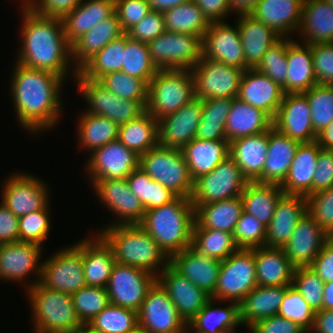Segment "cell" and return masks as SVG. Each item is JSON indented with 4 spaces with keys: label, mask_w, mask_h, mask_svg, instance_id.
<instances>
[{
    "label": "cell",
    "mask_w": 333,
    "mask_h": 333,
    "mask_svg": "<svg viewBox=\"0 0 333 333\" xmlns=\"http://www.w3.org/2000/svg\"><path fill=\"white\" fill-rule=\"evenodd\" d=\"M124 73L140 78L147 84L156 75L158 69L153 64L148 45L139 40L131 39L126 34V47L122 69Z\"/></svg>",
    "instance_id": "816d5d0a"
},
{
    "label": "cell",
    "mask_w": 333,
    "mask_h": 333,
    "mask_svg": "<svg viewBox=\"0 0 333 333\" xmlns=\"http://www.w3.org/2000/svg\"><path fill=\"white\" fill-rule=\"evenodd\" d=\"M77 118V143L81 150L90 154L118 139L119 126L109 118L86 112H81Z\"/></svg>",
    "instance_id": "ee69618b"
},
{
    "label": "cell",
    "mask_w": 333,
    "mask_h": 333,
    "mask_svg": "<svg viewBox=\"0 0 333 333\" xmlns=\"http://www.w3.org/2000/svg\"><path fill=\"white\" fill-rule=\"evenodd\" d=\"M248 329H249V331H250L251 333H258V332L253 328V326H248ZM236 330H237V329H235L232 333H237ZM250 332H249V333H250Z\"/></svg>",
    "instance_id": "5803f987"
},
{
    "label": "cell",
    "mask_w": 333,
    "mask_h": 333,
    "mask_svg": "<svg viewBox=\"0 0 333 333\" xmlns=\"http://www.w3.org/2000/svg\"><path fill=\"white\" fill-rule=\"evenodd\" d=\"M123 34L116 13L101 21L71 44V61L74 68L78 71L104 46Z\"/></svg>",
    "instance_id": "8d00e7d4"
},
{
    "label": "cell",
    "mask_w": 333,
    "mask_h": 333,
    "mask_svg": "<svg viewBox=\"0 0 333 333\" xmlns=\"http://www.w3.org/2000/svg\"><path fill=\"white\" fill-rule=\"evenodd\" d=\"M42 261L40 282L51 290L72 295L86 286L83 272V251L76 245L56 249Z\"/></svg>",
    "instance_id": "7c38bea8"
},
{
    "label": "cell",
    "mask_w": 333,
    "mask_h": 333,
    "mask_svg": "<svg viewBox=\"0 0 333 333\" xmlns=\"http://www.w3.org/2000/svg\"><path fill=\"white\" fill-rule=\"evenodd\" d=\"M211 22H223L231 16L230 0H193Z\"/></svg>",
    "instance_id": "11e5206c"
},
{
    "label": "cell",
    "mask_w": 333,
    "mask_h": 333,
    "mask_svg": "<svg viewBox=\"0 0 333 333\" xmlns=\"http://www.w3.org/2000/svg\"><path fill=\"white\" fill-rule=\"evenodd\" d=\"M176 307L179 316L188 324L211 298L188 278L168 264L156 277Z\"/></svg>",
    "instance_id": "ffe728a7"
},
{
    "label": "cell",
    "mask_w": 333,
    "mask_h": 333,
    "mask_svg": "<svg viewBox=\"0 0 333 333\" xmlns=\"http://www.w3.org/2000/svg\"><path fill=\"white\" fill-rule=\"evenodd\" d=\"M195 98L191 70L158 69L148 83L146 112L156 120L175 113Z\"/></svg>",
    "instance_id": "8992f818"
},
{
    "label": "cell",
    "mask_w": 333,
    "mask_h": 333,
    "mask_svg": "<svg viewBox=\"0 0 333 333\" xmlns=\"http://www.w3.org/2000/svg\"><path fill=\"white\" fill-rule=\"evenodd\" d=\"M257 1L258 0H230L231 14H250L254 10Z\"/></svg>",
    "instance_id": "09005b40"
},
{
    "label": "cell",
    "mask_w": 333,
    "mask_h": 333,
    "mask_svg": "<svg viewBox=\"0 0 333 333\" xmlns=\"http://www.w3.org/2000/svg\"><path fill=\"white\" fill-rule=\"evenodd\" d=\"M202 114V99L193 98L175 113L158 120L159 145L182 149L195 139Z\"/></svg>",
    "instance_id": "603a6c76"
},
{
    "label": "cell",
    "mask_w": 333,
    "mask_h": 333,
    "mask_svg": "<svg viewBox=\"0 0 333 333\" xmlns=\"http://www.w3.org/2000/svg\"><path fill=\"white\" fill-rule=\"evenodd\" d=\"M195 221L193 228L222 230L233 233L243 202L240 196L205 205H194Z\"/></svg>",
    "instance_id": "7bdbcfd3"
},
{
    "label": "cell",
    "mask_w": 333,
    "mask_h": 333,
    "mask_svg": "<svg viewBox=\"0 0 333 333\" xmlns=\"http://www.w3.org/2000/svg\"><path fill=\"white\" fill-rule=\"evenodd\" d=\"M273 127V119L262 110L243 102L238 97L233 98L226 120V140L243 136H253Z\"/></svg>",
    "instance_id": "f35d334b"
},
{
    "label": "cell",
    "mask_w": 333,
    "mask_h": 333,
    "mask_svg": "<svg viewBox=\"0 0 333 333\" xmlns=\"http://www.w3.org/2000/svg\"><path fill=\"white\" fill-rule=\"evenodd\" d=\"M84 169L91 185L99 179H122L139 167V155L118 139L91 152ZM86 166V167H85Z\"/></svg>",
    "instance_id": "ac0fdd59"
},
{
    "label": "cell",
    "mask_w": 333,
    "mask_h": 333,
    "mask_svg": "<svg viewBox=\"0 0 333 333\" xmlns=\"http://www.w3.org/2000/svg\"><path fill=\"white\" fill-rule=\"evenodd\" d=\"M299 143L272 127L269 130L268 150L262 176L256 182L281 185L288 174Z\"/></svg>",
    "instance_id": "e575fe53"
},
{
    "label": "cell",
    "mask_w": 333,
    "mask_h": 333,
    "mask_svg": "<svg viewBox=\"0 0 333 333\" xmlns=\"http://www.w3.org/2000/svg\"><path fill=\"white\" fill-rule=\"evenodd\" d=\"M231 102V98L203 99L201 120L195 138L203 140H226V120Z\"/></svg>",
    "instance_id": "c3c4849f"
},
{
    "label": "cell",
    "mask_w": 333,
    "mask_h": 333,
    "mask_svg": "<svg viewBox=\"0 0 333 333\" xmlns=\"http://www.w3.org/2000/svg\"><path fill=\"white\" fill-rule=\"evenodd\" d=\"M322 309L333 310V281L324 283Z\"/></svg>",
    "instance_id": "67dfc351"
},
{
    "label": "cell",
    "mask_w": 333,
    "mask_h": 333,
    "mask_svg": "<svg viewBox=\"0 0 333 333\" xmlns=\"http://www.w3.org/2000/svg\"><path fill=\"white\" fill-rule=\"evenodd\" d=\"M19 241V218L0 202V245Z\"/></svg>",
    "instance_id": "34e18365"
},
{
    "label": "cell",
    "mask_w": 333,
    "mask_h": 333,
    "mask_svg": "<svg viewBox=\"0 0 333 333\" xmlns=\"http://www.w3.org/2000/svg\"><path fill=\"white\" fill-rule=\"evenodd\" d=\"M147 45L157 69L191 70L202 57V39L191 34L165 31Z\"/></svg>",
    "instance_id": "8fae6325"
},
{
    "label": "cell",
    "mask_w": 333,
    "mask_h": 333,
    "mask_svg": "<svg viewBox=\"0 0 333 333\" xmlns=\"http://www.w3.org/2000/svg\"><path fill=\"white\" fill-rule=\"evenodd\" d=\"M307 213L333 237V186L306 197Z\"/></svg>",
    "instance_id": "be15d7a7"
},
{
    "label": "cell",
    "mask_w": 333,
    "mask_h": 333,
    "mask_svg": "<svg viewBox=\"0 0 333 333\" xmlns=\"http://www.w3.org/2000/svg\"><path fill=\"white\" fill-rule=\"evenodd\" d=\"M333 186V150L320 149L313 176V193Z\"/></svg>",
    "instance_id": "a7ac6f4b"
},
{
    "label": "cell",
    "mask_w": 333,
    "mask_h": 333,
    "mask_svg": "<svg viewBox=\"0 0 333 333\" xmlns=\"http://www.w3.org/2000/svg\"><path fill=\"white\" fill-rule=\"evenodd\" d=\"M96 232L112 248L117 263L140 268L156 277L169 264V258L139 224H104Z\"/></svg>",
    "instance_id": "277c9868"
},
{
    "label": "cell",
    "mask_w": 333,
    "mask_h": 333,
    "mask_svg": "<svg viewBox=\"0 0 333 333\" xmlns=\"http://www.w3.org/2000/svg\"><path fill=\"white\" fill-rule=\"evenodd\" d=\"M166 31L186 33L203 39L210 22L197 4L189 0L162 12Z\"/></svg>",
    "instance_id": "7dc6e473"
},
{
    "label": "cell",
    "mask_w": 333,
    "mask_h": 333,
    "mask_svg": "<svg viewBox=\"0 0 333 333\" xmlns=\"http://www.w3.org/2000/svg\"><path fill=\"white\" fill-rule=\"evenodd\" d=\"M155 282V275L116 262L106 287L110 303L138 312L148 290Z\"/></svg>",
    "instance_id": "e0dca14e"
},
{
    "label": "cell",
    "mask_w": 333,
    "mask_h": 333,
    "mask_svg": "<svg viewBox=\"0 0 333 333\" xmlns=\"http://www.w3.org/2000/svg\"><path fill=\"white\" fill-rule=\"evenodd\" d=\"M273 127L300 143L316 141L307 96L304 93L284 94Z\"/></svg>",
    "instance_id": "7402d4cb"
},
{
    "label": "cell",
    "mask_w": 333,
    "mask_h": 333,
    "mask_svg": "<svg viewBox=\"0 0 333 333\" xmlns=\"http://www.w3.org/2000/svg\"><path fill=\"white\" fill-rule=\"evenodd\" d=\"M125 47L126 33L104 46L78 72L85 78L98 81L108 73L121 71Z\"/></svg>",
    "instance_id": "681fc988"
},
{
    "label": "cell",
    "mask_w": 333,
    "mask_h": 333,
    "mask_svg": "<svg viewBox=\"0 0 333 333\" xmlns=\"http://www.w3.org/2000/svg\"><path fill=\"white\" fill-rule=\"evenodd\" d=\"M191 72L195 97L202 100L238 97L243 69L201 57Z\"/></svg>",
    "instance_id": "5bb4252c"
},
{
    "label": "cell",
    "mask_w": 333,
    "mask_h": 333,
    "mask_svg": "<svg viewBox=\"0 0 333 333\" xmlns=\"http://www.w3.org/2000/svg\"><path fill=\"white\" fill-rule=\"evenodd\" d=\"M138 325L151 333H184L187 324L166 291L156 281L137 312Z\"/></svg>",
    "instance_id": "d6986e66"
},
{
    "label": "cell",
    "mask_w": 333,
    "mask_h": 333,
    "mask_svg": "<svg viewBox=\"0 0 333 333\" xmlns=\"http://www.w3.org/2000/svg\"><path fill=\"white\" fill-rule=\"evenodd\" d=\"M316 142L322 149L333 150V122L317 133Z\"/></svg>",
    "instance_id": "979ff035"
},
{
    "label": "cell",
    "mask_w": 333,
    "mask_h": 333,
    "mask_svg": "<svg viewBox=\"0 0 333 333\" xmlns=\"http://www.w3.org/2000/svg\"><path fill=\"white\" fill-rule=\"evenodd\" d=\"M19 7L21 45L14 62L51 72L64 80L70 74L75 78L78 71L71 63V45L65 38L62 19L40 15L28 5Z\"/></svg>",
    "instance_id": "7a4b0ae2"
},
{
    "label": "cell",
    "mask_w": 333,
    "mask_h": 333,
    "mask_svg": "<svg viewBox=\"0 0 333 333\" xmlns=\"http://www.w3.org/2000/svg\"><path fill=\"white\" fill-rule=\"evenodd\" d=\"M118 140L140 156L159 145L158 120L145 112L119 126Z\"/></svg>",
    "instance_id": "bcb514c9"
},
{
    "label": "cell",
    "mask_w": 333,
    "mask_h": 333,
    "mask_svg": "<svg viewBox=\"0 0 333 333\" xmlns=\"http://www.w3.org/2000/svg\"><path fill=\"white\" fill-rule=\"evenodd\" d=\"M321 147L316 141L299 143L288 174L280 185L284 194H313V176Z\"/></svg>",
    "instance_id": "f546056e"
},
{
    "label": "cell",
    "mask_w": 333,
    "mask_h": 333,
    "mask_svg": "<svg viewBox=\"0 0 333 333\" xmlns=\"http://www.w3.org/2000/svg\"><path fill=\"white\" fill-rule=\"evenodd\" d=\"M114 1L115 13L118 16L120 27L124 33H126L151 11L147 0Z\"/></svg>",
    "instance_id": "003e7915"
},
{
    "label": "cell",
    "mask_w": 333,
    "mask_h": 333,
    "mask_svg": "<svg viewBox=\"0 0 333 333\" xmlns=\"http://www.w3.org/2000/svg\"><path fill=\"white\" fill-rule=\"evenodd\" d=\"M304 0H258L250 13L268 25L280 37H290L299 30Z\"/></svg>",
    "instance_id": "f1b7e54d"
},
{
    "label": "cell",
    "mask_w": 333,
    "mask_h": 333,
    "mask_svg": "<svg viewBox=\"0 0 333 333\" xmlns=\"http://www.w3.org/2000/svg\"><path fill=\"white\" fill-rule=\"evenodd\" d=\"M252 326L258 333H307L294 321L279 315L261 319Z\"/></svg>",
    "instance_id": "89a4df30"
},
{
    "label": "cell",
    "mask_w": 333,
    "mask_h": 333,
    "mask_svg": "<svg viewBox=\"0 0 333 333\" xmlns=\"http://www.w3.org/2000/svg\"><path fill=\"white\" fill-rule=\"evenodd\" d=\"M288 286H256L239 303L240 322L246 328L278 314Z\"/></svg>",
    "instance_id": "60d3db41"
},
{
    "label": "cell",
    "mask_w": 333,
    "mask_h": 333,
    "mask_svg": "<svg viewBox=\"0 0 333 333\" xmlns=\"http://www.w3.org/2000/svg\"><path fill=\"white\" fill-rule=\"evenodd\" d=\"M227 140L193 139L181 150L193 181L210 173L229 156Z\"/></svg>",
    "instance_id": "b9f144b4"
},
{
    "label": "cell",
    "mask_w": 333,
    "mask_h": 333,
    "mask_svg": "<svg viewBox=\"0 0 333 333\" xmlns=\"http://www.w3.org/2000/svg\"><path fill=\"white\" fill-rule=\"evenodd\" d=\"M87 325L99 333H128L138 325L137 312L109 304Z\"/></svg>",
    "instance_id": "f5cc1de1"
},
{
    "label": "cell",
    "mask_w": 333,
    "mask_h": 333,
    "mask_svg": "<svg viewBox=\"0 0 333 333\" xmlns=\"http://www.w3.org/2000/svg\"><path fill=\"white\" fill-rule=\"evenodd\" d=\"M211 22L202 39V57L245 71V57L238 26Z\"/></svg>",
    "instance_id": "44dd1931"
},
{
    "label": "cell",
    "mask_w": 333,
    "mask_h": 333,
    "mask_svg": "<svg viewBox=\"0 0 333 333\" xmlns=\"http://www.w3.org/2000/svg\"><path fill=\"white\" fill-rule=\"evenodd\" d=\"M245 57V70L255 68L263 55L281 37L251 14L235 16Z\"/></svg>",
    "instance_id": "4dcf8cb0"
},
{
    "label": "cell",
    "mask_w": 333,
    "mask_h": 333,
    "mask_svg": "<svg viewBox=\"0 0 333 333\" xmlns=\"http://www.w3.org/2000/svg\"><path fill=\"white\" fill-rule=\"evenodd\" d=\"M93 186V187H92ZM91 187L93 193L104 207L116 218L107 226L139 224L144 215L145 208L138 197L131 192L127 179H99Z\"/></svg>",
    "instance_id": "2e32d148"
},
{
    "label": "cell",
    "mask_w": 333,
    "mask_h": 333,
    "mask_svg": "<svg viewBox=\"0 0 333 333\" xmlns=\"http://www.w3.org/2000/svg\"><path fill=\"white\" fill-rule=\"evenodd\" d=\"M34 333H73L82 326L72 296L46 288L40 281L26 290Z\"/></svg>",
    "instance_id": "5b68a950"
},
{
    "label": "cell",
    "mask_w": 333,
    "mask_h": 333,
    "mask_svg": "<svg viewBox=\"0 0 333 333\" xmlns=\"http://www.w3.org/2000/svg\"><path fill=\"white\" fill-rule=\"evenodd\" d=\"M266 229L253 215L242 211L233 231V239L239 249L265 246Z\"/></svg>",
    "instance_id": "6125c7cd"
},
{
    "label": "cell",
    "mask_w": 333,
    "mask_h": 333,
    "mask_svg": "<svg viewBox=\"0 0 333 333\" xmlns=\"http://www.w3.org/2000/svg\"><path fill=\"white\" fill-rule=\"evenodd\" d=\"M73 333H99L94 331L89 325H82L77 328Z\"/></svg>",
    "instance_id": "b62a3aed"
},
{
    "label": "cell",
    "mask_w": 333,
    "mask_h": 333,
    "mask_svg": "<svg viewBox=\"0 0 333 333\" xmlns=\"http://www.w3.org/2000/svg\"><path fill=\"white\" fill-rule=\"evenodd\" d=\"M98 82L119 98L147 101L148 84L123 71L108 73L101 77Z\"/></svg>",
    "instance_id": "6f0895ef"
},
{
    "label": "cell",
    "mask_w": 333,
    "mask_h": 333,
    "mask_svg": "<svg viewBox=\"0 0 333 333\" xmlns=\"http://www.w3.org/2000/svg\"><path fill=\"white\" fill-rule=\"evenodd\" d=\"M317 84L333 85V43L309 45Z\"/></svg>",
    "instance_id": "e7e4bbea"
},
{
    "label": "cell",
    "mask_w": 333,
    "mask_h": 333,
    "mask_svg": "<svg viewBox=\"0 0 333 333\" xmlns=\"http://www.w3.org/2000/svg\"><path fill=\"white\" fill-rule=\"evenodd\" d=\"M139 168L177 196L191 198L194 181L182 150L157 145L139 156Z\"/></svg>",
    "instance_id": "52a82bcc"
},
{
    "label": "cell",
    "mask_w": 333,
    "mask_h": 333,
    "mask_svg": "<svg viewBox=\"0 0 333 333\" xmlns=\"http://www.w3.org/2000/svg\"><path fill=\"white\" fill-rule=\"evenodd\" d=\"M115 13L114 0H82L61 19L67 42L71 45L101 21Z\"/></svg>",
    "instance_id": "d6a6232c"
},
{
    "label": "cell",
    "mask_w": 333,
    "mask_h": 333,
    "mask_svg": "<svg viewBox=\"0 0 333 333\" xmlns=\"http://www.w3.org/2000/svg\"><path fill=\"white\" fill-rule=\"evenodd\" d=\"M269 130L253 136H243L229 143V155L249 182L261 176L266 161Z\"/></svg>",
    "instance_id": "1f68e13d"
},
{
    "label": "cell",
    "mask_w": 333,
    "mask_h": 333,
    "mask_svg": "<svg viewBox=\"0 0 333 333\" xmlns=\"http://www.w3.org/2000/svg\"><path fill=\"white\" fill-rule=\"evenodd\" d=\"M43 247L27 242H12L0 245V280L24 283L25 290L41 279ZM32 273L35 275L29 281ZM30 276V277H28ZM36 277V278H35ZM28 279V280H27ZM26 280V282H25ZM27 281H29L27 283Z\"/></svg>",
    "instance_id": "9a60e30c"
},
{
    "label": "cell",
    "mask_w": 333,
    "mask_h": 333,
    "mask_svg": "<svg viewBox=\"0 0 333 333\" xmlns=\"http://www.w3.org/2000/svg\"><path fill=\"white\" fill-rule=\"evenodd\" d=\"M324 283L333 281V237H329L309 266Z\"/></svg>",
    "instance_id": "8c879c8a"
},
{
    "label": "cell",
    "mask_w": 333,
    "mask_h": 333,
    "mask_svg": "<svg viewBox=\"0 0 333 333\" xmlns=\"http://www.w3.org/2000/svg\"><path fill=\"white\" fill-rule=\"evenodd\" d=\"M169 264L210 297L218 280L221 261L194 250L191 246L169 258Z\"/></svg>",
    "instance_id": "83f0119b"
},
{
    "label": "cell",
    "mask_w": 333,
    "mask_h": 333,
    "mask_svg": "<svg viewBox=\"0 0 333 333\" xmlns=\"http://www.w3.org/2000/svg\"><path fill=\"white\" fill-rule=\"evenodd\" d=\"M90 237V238H89ZM75 244L83 251V272L88 286L106 288L116 263L112 248L98 234L92 233Z\"/></svg>",
    "instance_id": "4316f807"
},
{
    "label": "cell",
    "mask_w": 333,
    "mask_h": 333,
    "mask_svg": "<svg viewBox=\"0 0 333 333\" xmlns=\"http://www.w3.org/2000/svg\"><path fill=\"white\" fill-rule=\"evenodd\" d=\"M292 37H281L275 42L269 50L263 55L261 61L255 69L269 76L286 94V77L288 62L286 59L287 45L293 39Z\"/></svg>",
    "instance_id": "db71d44e"
},
{
    "label": "cell",
    "mask_w": 333,
    "mask_h": 333,
    "mask_svg": "<svg viewBox=\"0 0 333 333\" xmlns=\"http://www.w3.org/2000/svg\"><path fill=\"white\" fill-rule=\"evenodd\" d=\"M165 31L163 13L151 10L144 18L130 28L126 34L131 39L148 44Z\"/></svg>",
    "instance_id": "03108f58"
},
{
    "label": "cell",
    "mask_w": 333,
    "mask_h": 333,
    "mask_svg": "<svg viewBox=\"0 0 333 333\" xmlns=\"http://www.w3.org/2000/svg\"><path fill=\"white\" fill-rule=\"evenodd\" d=\"M218 302L228 304L217 307ZM239 326H242L239 303L210 298L187 324V330L191 333H232Z\"/></svg>",
    "instance_id": "836d02e7"
},
{
    "label": "cell",
    "mask_w": 333,
    "mask_h": 333,
    "mask_svg": "<svg viewBox=\"0 0 333 333\" xmlns=\"http://www.w3.org/2000/svg\"><path fill=\"white\" fill-rule=\"evenodd\" d=\"M9 79L10 97L21 128L38 134L54 128L62 117L65 80L51 72L15 62ZM61 96V97H60Z\"/></svg>",
    "instance_id": "6da1fadb"
},
{
    "label": "cell",
    "mask_w": 333,
    "mask_h": 333,
    "mask_svg": "<svg viewBox=\"0 0 333 333\" xmlns=\"http://www.w3.org/2000/svg\"><path fill=\"white\" fill-rule=\"evenodd\" d=\"M286 59V94L304 93L317 84L309 44L293 38L287 45Z\"/></svg>",
    "instance_id": "ab89813d"
},
{
    "label": "cell",
    "mask_w": 333,
    "mask_h": 333,
    "mask_svg": "<svg viewBox=\"0 0 333 333\" xmlns=\"http://www.w3.org/2000/svg\"><path fill=\"white\" fill-rule=\"evenodd\" d=\"M128 333H151L148 330H146L145 328L137 325L133 330H131Z\"/></svg>",
    "instance_id": "603ad722"
},
{
    "label": "cell",
    "mask_w": 333,
    "mask_h": 333,
    "mask_svg": "<svg viewBox=\"0 0 333 333\" xmlns=\"http://www.w3.org/2000/svg\"><path fill=\"white\" fill-rule=\"evenodd\" d=\"M82 0H33L28 6L43 16L60 17L72 11Z\"/></svg>",
    "instance_id": "2644e50d"
},
{
    "label": "cell",
    "mask_w": 333,
    "mask_h": 333,
    "mask_svg": "<svg viewBox=\"0 0 333 333\" xmlns=\"http://www.w3.org/2000/svg\"><path fill=\"white\" fill-rule=\"evenodd\" d=\"M308 333H333V310L316 311L312 328Z\"/></svg>",
    "instance_id": "b9fcfbb0"
},
{
    "label": "cell",
    "mask_w": 333,
    "mask_h": 333,
    "mask_svg": "<svg viewBox=\"0 0 333 333\" xmlns=\"http://www.w3.org/2000/svg\"><path fill=\"white\" fill-rule=\"evenodd\" d=\"M249 183L241 169L229 155L214 170L194 181L191 201L205 205L238 197Z\"/></svg>",
    "instance_id": "30bf717a"
},
{
    "label": "cell",
    "mask_w": 333,
    "mask_h": 333,
    "mask_svg": "<svg viewBox=\"0 0 333 333\" xmlns=\"http://www.w3.org/2000/svg\"><path fill=\"white\" fill-rule=\"evenodd\" d=\"M258 285L255 271V248L238 249L221 261L213 299L240 303Z\"/></svg>",
    "instance_id": "9c48e42d"
},
{
    "label": "cell",
    "mask_w": 333,
    "mask_h": 333,
    "mask_svg": "<svg viewBox=\"0 0 333 333\" xmlns=\"http://www.w3.org/2000/svg\"><path fill=\"white\" fill-rule=\"evenodd\" d=\"M328 238V234L306 212L297 222L283 250L295 267H307L320 253Z\"/></svg>",
    "instance_id": "cb8c5ba5"
},
{
    "label": "cell",
    "mask_w": 333,
    "mask_h": 333,
    "mask_svg": "<svg viewBox=\"0 0 333 333\" xmlns=\"http://www.w3.org/2000/svg\"><path fill=\"white\" fill-rule=\"evenodd\" d=\"M284 97L283 89L255 68L246 69L240 80L238 98L267 113L272 119Z\"/></svg>",
    "instance_id": "d4e9b609"
},
{
    "label": "cell",
    "mask_w": 333,
    "mask_h": 333,
    "mask_svg": "<svg viewBox=\"0 0 333 333\" xmlns=\"http://www.w3.org/2000/svg\"><path fill=\"white\" fill-rule=\"evenodd\" d=\"M283 194L280 185L249 182L240 195L243 211L253 215L267 227L273 218L276 204Z\"/></svg>",
    "instance_id": "f6af8a7d"
},
{
    "label": "cell",
    "mask_w": 333,
    "mask_h": 333,
    "mask_svg": "<svg viewBox=\"0 0 333 333\" xmlns=\"http://www.w3.org/2000/svg\"><path fill=\"white\" fill-rule=\"evenodd\" d=\"M296 36L309 45L333 43V8L325 0H304Z\"/></svg>",
    "instance_id": "d590c367"
},
{
    "label": "cell",
    "mask_w": 333,
    "mask_h": 333,
    "mask_svg": "<svg viewBox=\"0 0 333 333\" xmlns=\"http://www.w3.org/2000/svg\"><path fill=\"white\" fill-rule=\"evenodd\" d=\"M151 10L157 12H163L165 10L171 9L172 7L179 6L189 0H147Z\"/></svg>",
    "instance_id": "deb4b68c"
},
{
    "label": "cell",
    "mask_w": 333,
    "mask_h": 333,
    "mask_svg": "<svg viewBox=\"0 0 333 333\" xmlns=\"http://www.w3.org/2000/svg\"><path fill=\"white\" fill-rule=\"evenodd\" d=\"M306 212V196L283 194L267 226L265 247L283 248L292 236L297 222Z\"/></svg>",
    "instance_id": "484cf974"
},
{
    "label": "cell",
    "mask_w": 333,
    "mask_h": 333,
    "mask_svg": "<svg viewBox=\"0 0 333 333\" xmlns=\"http://www.w3.org/2000/svg\"><path fill=\"white\" fill-rule=\"evenodd\" d=\"M195 209L191 199L177 196L160 207L146 210L139 225L170 258L191 246Z\"/></svg>",
    "instance_id": "3957f363"
},
{
    "label": "cell",
    "mask_w": 333,
    "mask_h": 333,
    "mask_svg": "<svg viewBox=\"0 0 333 333\" xmlns=\"http://www.w3.org/2000/svg\"><path fill=\"white\" fill-rule=\"evenodd\" d=\"M304 94L310 106L313 130L317 134L333 122V85L316 84Z\"/></svg>",
    "instance_id": "11a10c76"
},
{
    "label": "cell",
    "mask_w": 333,
    "mask_h": 333,
    "mask_svg": "<svg viewBox=\"0 0 333 333\" xmlns=\"http://www.w3.org/2000/svg\"><path fill=\"white\" fill-rule=\"evenodd\" d=\"M80 96H83L85 105L83 111L90 114L104 116L115 122L118 126L140 117L146 112L147 101H135L119 98L107 90L98 81L83 77L79 72L74 78Z\"/></svg>",
    "instance_id": "ba28073f"
},
{
    "label": "cell",
    "mask_w": 333,
    "mask_h": 333,
    "mask_svg": "<svg viewBox=\"0 0 333 333\" xmlns=\"http://www.w3.org/2000/svg\"><path fill=\"white\" fill-rule=\"evenodd\" d=\"M292 286L302 295L314 312L322 310L324 282L311 267H296Z\"/></svg>",
    "instance_id": "94428289"
},
{
    "label": "cell",
    "mask_w": 333,
    "mask_h": 333,
    "mask_svg": "<svg viewBox=\"0 0 333 333\" xmlns=\"http://www.w3.org/2000/svg\"><path fill=\"white\" fill-rule=\"evenodd\" d=\"M191 247L197 252L219 261L225 260L239 249L232 233L206 228L192 229Z\"/></svg>",
    "instance_id": "f907efd6"
},
{
    "label": "cell",
    "mask_w": 333,
    "mask_h": 333,
    "mask_svg": "<svg viewBox=\"0 0 333 333\" xmlns=\"http://www.w3.org/2000/svg\"><path fill=\"white\" fill-rule=\"evenodd\" d=\"M295 266L283 248H255V271L258 286H290Z\"/></svg>",
    "instance_id": "74e56055"
},
{
    "label": "cell",
    "mask_w": 333,
    "mask_h": 333,
    "mask_svg": "<svg viewBox=\"0 0 333 333\" xmlns=\"http://www.w3.org/2000/svg\"><path fill=\"white\" fill-rule=\"evenodd\" d=\"M71 296L74 309L83 325H87L110 304L107 289L102 287L86 285Z\"/></svg>",
    "instance_id": "9f6ffc18"
},
{
    "label": "cell",
    "mask_w": 333,
    "mask_h": 333,
    "mask_svg": "<svg viewBox=\"0 0 333 333\" xmlns=\"http://www.w3.org/2000/svg\"><path fill=\"white\" fill-rule=\"evenodd\" d=\"M49 203L44 209L19 218V241L34 243L41 247L51 231Z\"/></svg>",
    "instance_id": "680465c9"
},
{
    "label": "cell",
    "mask_w": 333,
    "mask_h": 333,
    "mask_svg": "<svg viewBox=\"0 0 333 333\" xmlns=\"http://www.w3.org/2000/svg\"><path fill=\"white\" fill-rule=\"evenodd\" d=\"M2 183L1 203L18 218L42 210L50 203L49 184L32 174L14 172Z\"/></svg>",
    "instance_id": "4fadbf2b"
},
{
    "label": "cell",
    "mask_w": 333,
    "mask_h": 333,
    "mask_svg": "<svg viewBox=\"0 0 333 333\" xmlns=\"http://www.w3.org/2000/svg\"><path fill=\"white\" fill-rule=\"evenodd\" d=\"M177 197L170 189L158 181L151 179L150 209L160 207L173 201Z\"/></svg>",
    "instance_id": "2a66077c"
},
{
    "label": "cell",
    "mask_w": 333,
    "mask_h": 333,
    "mask_svg": "<svg viewBox=\"0 0 333 333\" xmlns=\"http://www.w3.org/2000/svg\"><path fill=\"white\" fill-rule=\"evenodd\" d=\"M314 314V310L296 288L288 286L277 315L294 321L308 333L313 325Z\"/></svg>",
    "instance_id": "91938a15"
},
{
    "label": "cell",
    "mask_w": 333,
    "mask_h": 333,
    "mask_svg": "<svg viewBox=\"0 0 333 333\" xmlns=\"http://www.w3.org/2000/svg\"><path fill=\"white\" fill-rule=\"evenodd\" d=\"M126 179L128 185L130 186L131 192L138 197L145 210H149L151 192V178L149 175L138 167L132 171Z\"/></svg>",
    "instance_id": "753ad0ef"
}]
</instances>
